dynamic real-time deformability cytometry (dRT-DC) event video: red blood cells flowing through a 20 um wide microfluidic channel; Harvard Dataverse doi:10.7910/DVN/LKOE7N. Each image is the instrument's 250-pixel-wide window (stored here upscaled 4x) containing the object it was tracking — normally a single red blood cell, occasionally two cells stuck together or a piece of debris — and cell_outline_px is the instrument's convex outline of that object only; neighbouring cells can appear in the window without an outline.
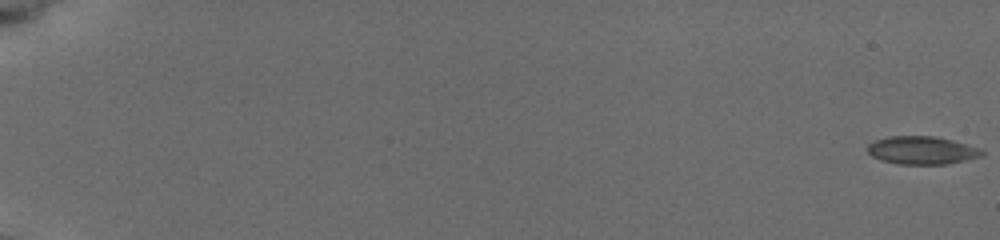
{"species": "common noctule bat (a hibernating species)", "species_latin": "Nyctalus noctula", "temperature_condition": "cold", "stored_images_in_passage": 57, "camera_frame_rate_fps": 3000, "um_per_image_px": 0.085, "animal": {"sex": "female", "body_mass_g": 19.5, "forearm_length_mm": 54.1}, "frame": {"image": 1, "passage_image": 1, "time_ms": 0.0, "image_size_px": [1000, 240], "cell_outline_px": [[984, 156], [948, 164], [900, 164], [880, 160], [872, 156], [868, 152], [868, 144], [876, 140], [888, 136], [936, 136], [952, 140], [976, 148], [984, 152]], "centroid_in_image_um": [78.34, 12.78], "position_along_channel_um": 6.7, "area_um2": 18.55}}
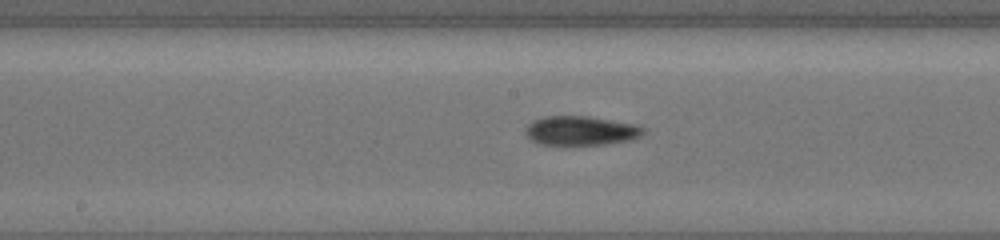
{"frame": {"image": 2, "passage_image": 33, "time_ms": 10.667, "image_size_px": [1000, 240], "cell_outline_px": [[644, 132], [640, 136], [632, 140], [604, 144], [540, 144], [532, 140], [524, 132], [528, 124], [532, 120], [544, 116], [588, 116], [612, 120], [632, 124], [644, 128]], "centroid_in_image_um": [49.35, 11.1], "position_along_channel_um": 198.9, "area_um2": 19.88}}
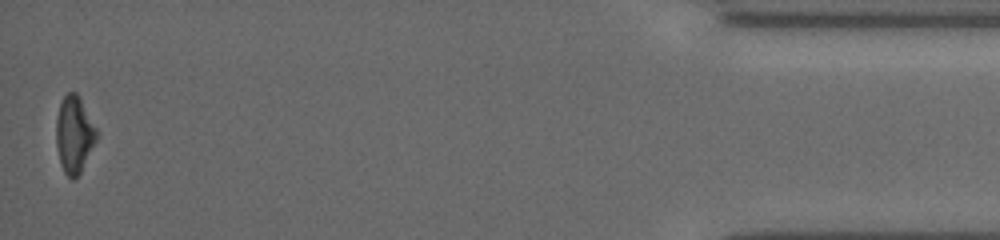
{"frame": {"image": 3, "passage_image": 57, "time_ms": 18.667, "image_size_px": [1000, 240], "cell_outline_px": [[100, 132], [80, 172], [72, 180], [64, 172], [60, 164], [56, 144], [56, 120], [60, 104], [64, 96], [68, 92], [76, 92], [80, 96]], "centroid_in_image_um": [6.33, 11.39], "position_along_channel_um": 428.9, "area_um2": 18.26}, "authors_computed_cell_mechanics": {"area_um2": 18.9584, "velocity_mm_per_s": 3.7866, "shape_relaxation_time_tau1_ms": 4.4615, "shape_relaxation_time_tau2_ms": 6.005, "deformation_change_tau1": 0.1409, "deformation_change_tau2": 0.1432}}